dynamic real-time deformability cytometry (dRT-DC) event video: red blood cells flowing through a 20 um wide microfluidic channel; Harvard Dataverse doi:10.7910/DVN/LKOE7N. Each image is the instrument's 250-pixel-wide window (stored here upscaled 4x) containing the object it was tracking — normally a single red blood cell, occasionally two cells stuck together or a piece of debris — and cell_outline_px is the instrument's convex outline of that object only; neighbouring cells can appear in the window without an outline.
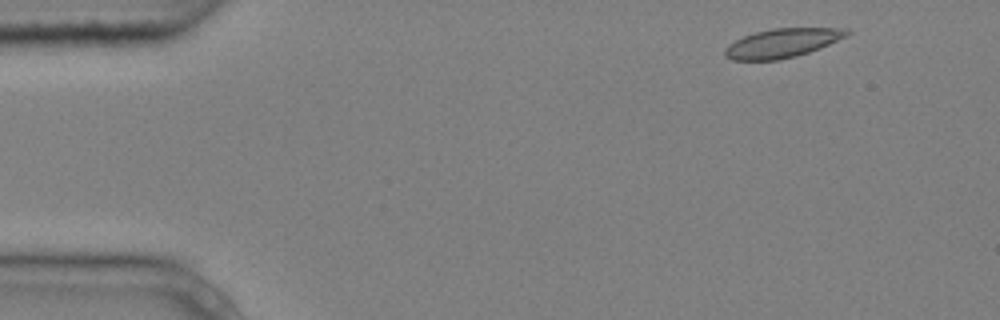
{"species": "common noctule bat (a hibernating species)", "species_latin": "Nyctalus noctula", "temperature_condition": "cold", "stored_images_in_passage": 5, "camera_frame_rate_fps": 3000, "um_per_image_px": 0.085, "animal": {"sex": "male", "body_mass_g": 20.4}, "frame": {"image": 1, "passage_image": 1, "time_ms": 0.0, "image_size_px": [1000, 320], "cell_outline_px": [[852, 32], [848, 36], [820, 48], [796, 56], [780, 60], [732, 60], [724, 56], [724, 48], [728, 44], [744, 36], [756, 32], [772, 28], [848, 28]], "centroid_in_image_um": [66.51, 3.66], "position_along_channel_um": 18.5, "area_um2": 20.75}}
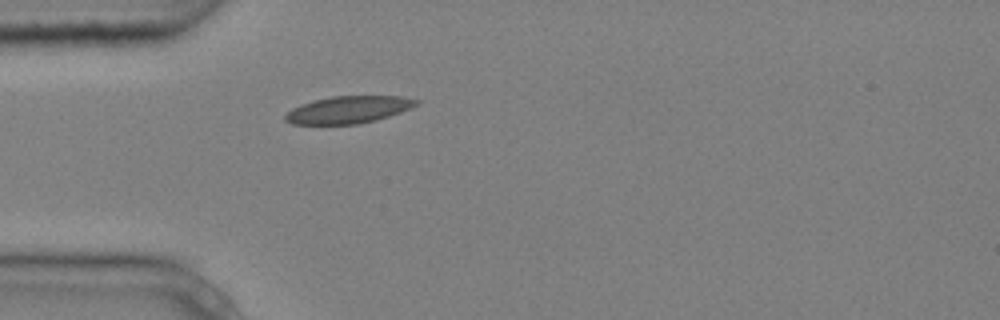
{"frame": {"image": 2, "passage_image": 4, "time_ms": 1.0, "image_size_px": [1000, 320], "cell_outline_px": [[420, 100], [412, 108], [376, 120], [356, 124], [292, 124], [284, 120], [284, 116], [292, 108], [300, 104], [312, 100], [332, 96], [404, 96]], "centroid_in_image_um": [29.6, 9.31], "position_along_channel_um": 55.4, "area_um2": 20.81}}